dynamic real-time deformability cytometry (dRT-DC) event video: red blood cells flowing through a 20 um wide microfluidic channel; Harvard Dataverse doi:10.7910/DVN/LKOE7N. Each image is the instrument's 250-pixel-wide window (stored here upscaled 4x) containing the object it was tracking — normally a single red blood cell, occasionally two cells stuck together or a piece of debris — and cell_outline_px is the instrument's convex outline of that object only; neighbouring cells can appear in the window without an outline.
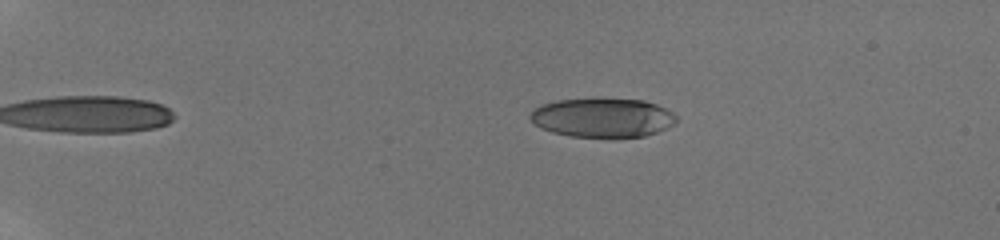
{"species": "human", "species_latin": "Homo sapiens", "temperature_condition": "room temperature", "stored_images_in_passage": 49, "camera_frame_rate_fps": 3000, "um_per_image_px": 0.085, "donor": {"sex": "male"}, "frame": {"image": 1, "passage_image": 6, "time_ms": 1.667, "image_size_px": [1000, 240], "cell_outline_px": [[676, 124], [668, 128], [644, 136], [612, 140], [568, 136], [552, 132], [540, 128], [528, 116], [536, 108], [544, 104], [556, 100], [596, 96], [600, 96], [644, 100], [656, 104], [672, 112], [676, 116]], "centroid_in_image_um": [51.24, 10.0], "position_along_channel_um": 33.8, "area_um2": 34.97}}
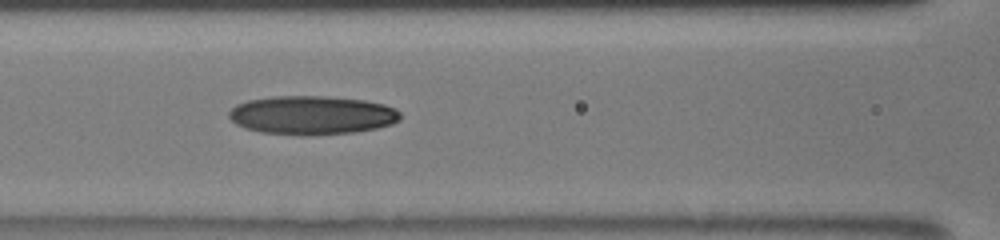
{"frame": {"image": 2, "passage_image": 22, "time_ms": 7.0, "image_size_px": [1000, 240], "cell_outline_px": [[400, 120], [392, 124], [376, 128], [356, 132], [308, 136], [260, 132], [244, 128], [236, 124], [228, 116], [228, 112], [236, 104], [248, 100], [272, 96], [324, 96], [364, 100], [384, 104], [396, 108], [400, 112]], "centroid_in_image_um": [26.51, 9.79], "position_along_channel_um": 140.1, "area_um2": 39.02}}
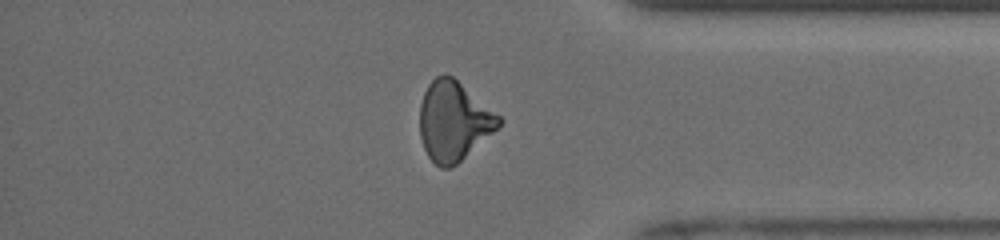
{"frame": {"image": 3, "passage_image": 42, "time_ms": 13.667, "image_size_px": [1000, 240], "cell_outline_px": [[504, 120], [492, 132], [456, 164], [448, 168], [440, 168], [428, 156], [424, 148], [420, 136], [420, 104], [424, 92], [428, 84], [436, 76], [452, 76], [500, 116]], "centroid_in_image_um": [38.53, 10.29], "position_along_channel_um": 396.7, "area_um2": 35.78}, "authors_computed_cell_mechanics": {"area_um2": 36.0672, "velocity_mm_per_s": 3.9729, "shape_relaxation_time_tau1_ms": null, "shape_relaxation_time_tau2_ms": 2.7426, "deformation_change_tau1": null, "deformation_change_tau2": 0.1132}}